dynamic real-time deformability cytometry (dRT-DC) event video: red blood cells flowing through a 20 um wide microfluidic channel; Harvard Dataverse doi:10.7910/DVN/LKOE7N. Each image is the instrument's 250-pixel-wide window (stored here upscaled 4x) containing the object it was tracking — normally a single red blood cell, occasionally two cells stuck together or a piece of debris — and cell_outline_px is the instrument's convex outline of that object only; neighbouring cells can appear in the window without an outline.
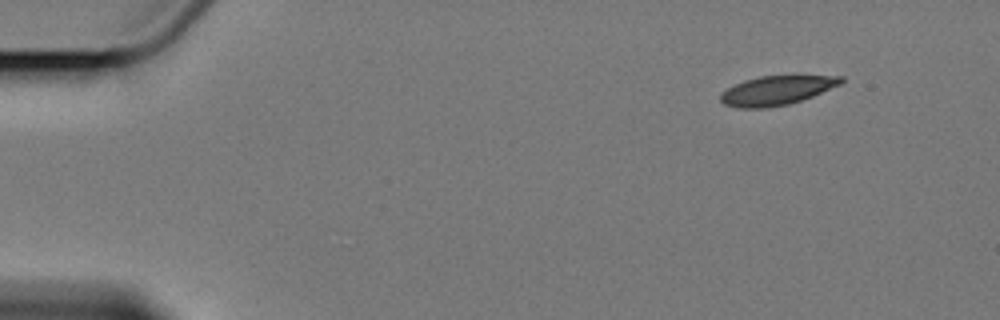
{"species": "Egyptian fruit bat (a non-hibernating species)", "species_latin": "Rousettus aegyptiacus", "temperature_condition": "cold", "stored_images_in_passage": 4, "camera_frame_rate_fps": 3000, "um_per_image_px": 0.085, "animal": {"sex": "female"}, "frame": {"image": 1, "passage_image": 1, "time_ms": 0.0, "image_size_px": [1000, 320], "cell_outline_px": [[844, 80], [840, 84], [812, 96], [788, 104], [764, 108], [740, 108], [724, 104], [720, 100], [720, 92], [744, 80], [760, 76], [792, 72], [796, 72], [844, 76]], "centroid_in_image_um": [66.09, 7.61], "position_along_channel_um": 18.9, "area_um2": 21.44}}